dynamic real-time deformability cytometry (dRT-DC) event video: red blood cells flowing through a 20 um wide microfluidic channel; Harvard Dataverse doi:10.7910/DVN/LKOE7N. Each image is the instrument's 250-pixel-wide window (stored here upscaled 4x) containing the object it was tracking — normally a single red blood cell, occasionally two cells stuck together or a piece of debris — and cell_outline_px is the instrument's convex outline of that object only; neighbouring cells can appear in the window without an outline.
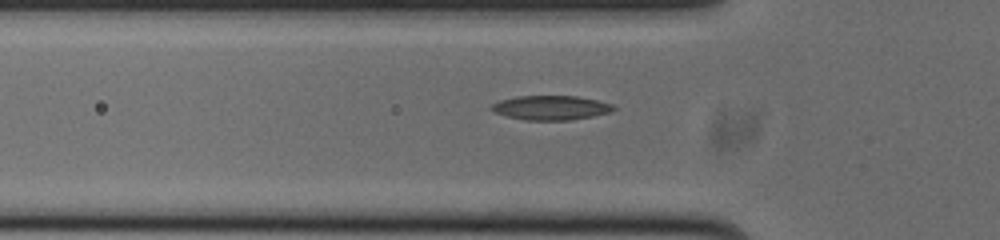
{"species": "common noctule bat (a hibernating species)", "species_latin": "Nyctalus noctula", "temperature_condition": "cold", "stored_images_in_passage": 45, "camera_frame_rate_fps": 3000, "um_per_image_px": 0.085, "animal": {"sex": "male", "body_mass_g": 20.0, "forearm_length_mm": 53.3}, "frame": {"image": 1, "passage_image": 16, "time_ms": 5.0, "image_size_px": [1000, 240], "cell_outline_px": [[616, 108], [608, 112], [592, 116], [568, 120], [524, 120], [492, 112], [488, 108], [492, 104], [500, 100], [516, 96], [576, 96], [596, 100], [612, 104]], "centroid_in_image_um": [46.76, 9.15], "position_along_channel_um": 79.0, "area_um2": 17.22}}
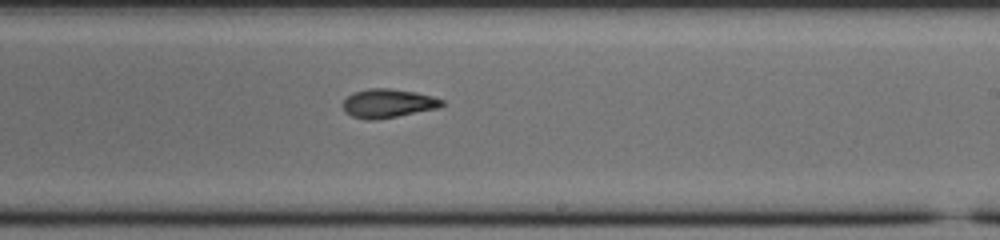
{"frame": {"image": 2, "passage_image": 30, "time_ms": 9.667, "image_size_px": [1000, 240], "cell_outline_px": [[444, 104], [436, 108], [376, 120], [368, 120], [352, 116], [344, 112], [344, 100], [352, 92], [368, 88], [388, 88], [416, 92], [432, 96], [444, 100]], "centroid_in_image_um": [32.95, 8.77], "position_along_channel_um": 256.1, "area_um2": 16.47}}
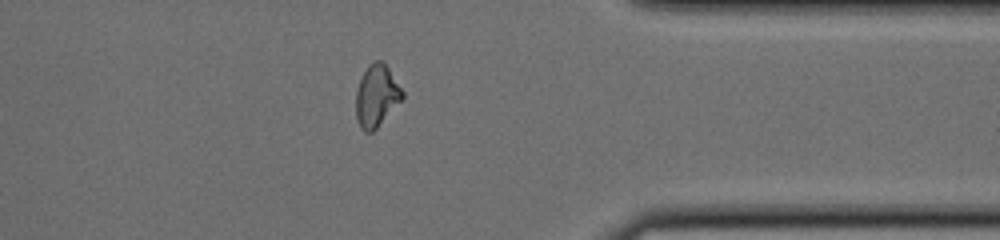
{"frame": {"image": 3, "passage_image": 41, "time_ms": 13.333, "image_size_px": [1000, 240], "cell_outline_px": [[404, 100], [372, 132], [364, 132], [360, 128], [356, 120], [356, 88], [360, 76], [368, 64], [372, 60], [384, 60], [404, 92]], "centroid_in_image_um": [32.01, 8.12], "position_along_channel_um": 379.4, "area_um2": 17.4}, "authors_computed_cell_mechanics": {"area_um2": 16.8776, "velocity_mm_per_s": 3.7815, "shape_relaxation_time_tau1_ms": 7.8818, "shape_relaxation_time_tau2_ms": null, "deformation_change_tau1": 0.2196, "deformation_change_tau2": null}}